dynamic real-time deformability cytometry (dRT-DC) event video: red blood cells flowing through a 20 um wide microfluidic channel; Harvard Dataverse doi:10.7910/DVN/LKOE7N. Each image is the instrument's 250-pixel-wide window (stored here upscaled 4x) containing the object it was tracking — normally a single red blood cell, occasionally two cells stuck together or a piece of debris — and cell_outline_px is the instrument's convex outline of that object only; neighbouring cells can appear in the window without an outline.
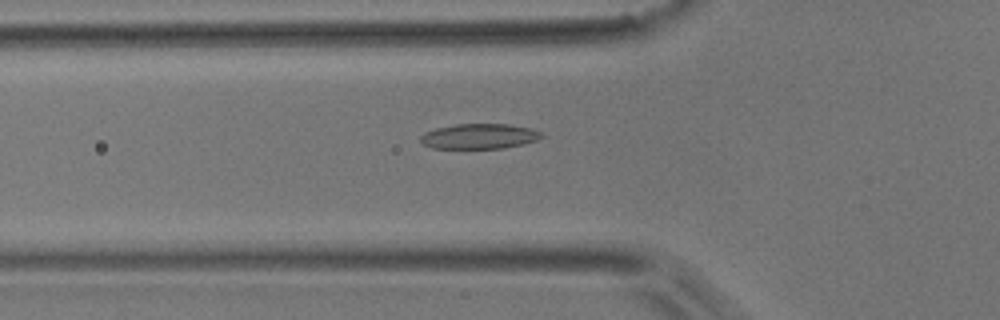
{"species": "common noctule bat (a hibernating species)", "species_latin": "Nyctalus noctula", "temperature_condition": "room temperature", "stored_images_in_passage": 36, "camera_frame_rate_fps": 3000, "um_per_image_px": 0.085, "animal": {"sex": "male", "body_mass_g": 17.9}, "frame": {"image": 1, "passage_image": 2, "time_ms": 0.333, "image_size_px": [1000, 320], "cell_outline_px": [[544, 136], [536, 140], [524, 144], [504, 148], [432, 148], [424, 144], [420, 140], [420, 136], [424, 132], [436, 128], [456, 124], [508, 124], [532, 128], [544, 132]], "centroid_in_image_um": [40.78, 11.58], "position_along_channel_um": 85.0, "area_um2": 17.86}}
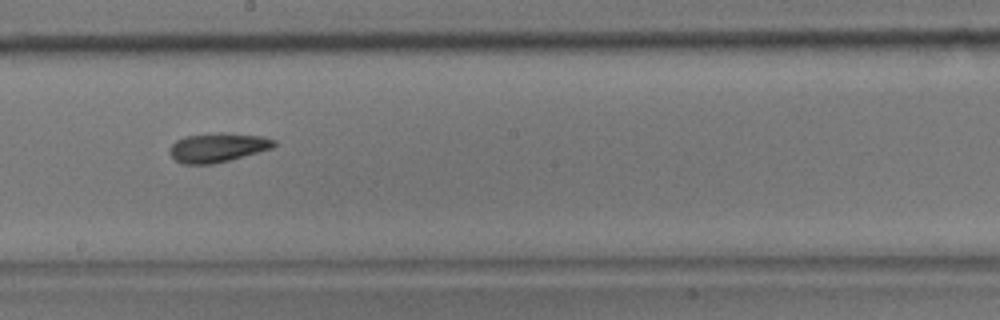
{"frame": {"image": 2, "passage_image": 13, "time_ms": 4.0, "image_size_px": [1000, 320], "cell_outline_px": [[276, 144], [272, 148], [228, 160], [212, 164], [184, 164], [176, 160], [168, 152], [172, 144], [176, 140], [184, 136], [220, 132], [224, 132], [260, 136], [276, 140]], "centroid_in_image_um": [18.48, 12.52], "position_along_channel_um": 229.7, "area_um2": 17.63}}
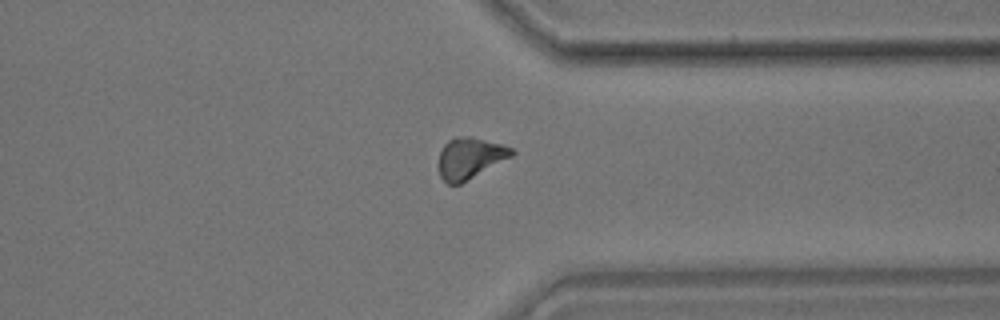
{"frame": {"image": 3, "passage_image": 24, "time_ms": 7.667, "image_size_px": [1000, 320], "cell_outline_px": [[516, 152], [512, 156], [460, 184], [448, 184], [440, 176], [436, 164], [440, 152], [444, 144], [448, 140], [456, 136], [468, 136], [500, 144], [512, 148]], "centroid_in_image_um": [39.89, 13.44], "position_along_channel_um": 371.5, "area_um2": 17.51}}